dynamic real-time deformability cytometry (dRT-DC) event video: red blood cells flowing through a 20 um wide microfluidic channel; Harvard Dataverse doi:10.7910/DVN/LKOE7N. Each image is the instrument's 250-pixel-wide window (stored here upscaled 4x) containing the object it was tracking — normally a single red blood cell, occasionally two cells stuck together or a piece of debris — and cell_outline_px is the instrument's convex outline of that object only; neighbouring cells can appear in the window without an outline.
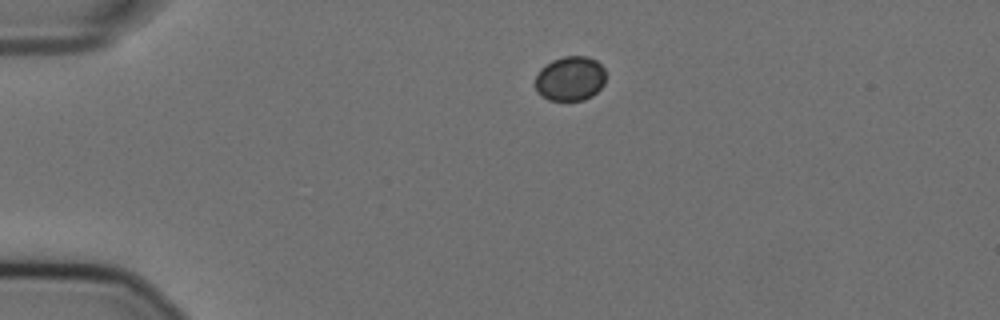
{"species": "Egyptian fruit bat (a non-hibernating species)", "species_latin": "Rousettus aegyptiacus", "temperature_condition": "cold", "stored_images_in_passage": 46, "camera_frame_rate_fps": 3000, "um_per_image_px": 0.085, "animal": {"sex": "female"}, "frame": {"image": 1, "passage_image": 1, "time_ms": 0.0, "image_size_px": [1000, 320], "cell_outline_px": [[604, 84], [592, 96], [584, 100], [548, 100], [540, 96], [536, 92], [536, 76], [540, 68], [552, 60], [564, 56], [584, 56], [596, 60], [604, 68]], "centroid_in_image_um": [48.44, 6.68], "position_along_channel_um": 36.6, "area_um2": 18.38}}
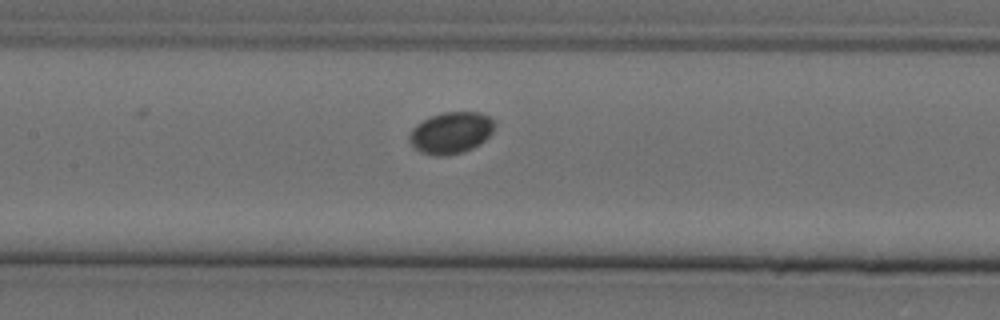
{"frame": {"image": 2, "passage_image": 16, "time_ms": 5.0, "image_size_px": [1000, 320], "cell_outline_px": [[496, 124], [492, 132], [480, 144], [464, 152], [444, 156], [436, 156], [420, 152], [408, 140], [408, 136], [412, 128], [416, 124], [432, 116], [444, 112], [480, 112], [488, 116]], "centroid_in_image_um": [38.33, 11.29], "position_along_channel_um": 169.1, "area_um2": 20.63}}
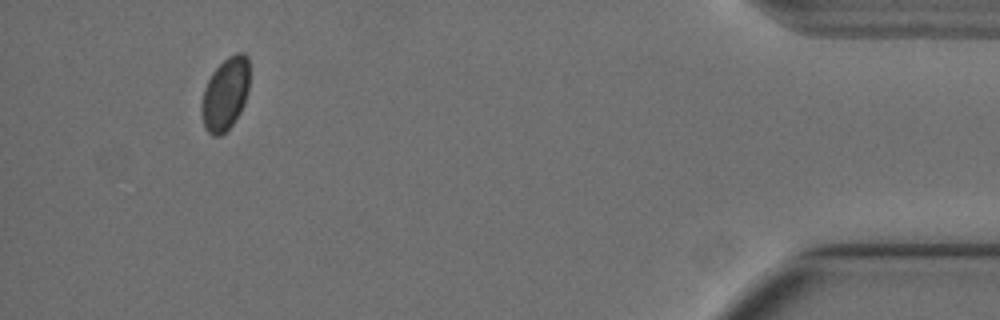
{"frame": {"image": 3, "passage_image": 42, "time_ms": 13.667, "image_size_px": [1000, 320], "cell_outline_px": [[248, 92], [244, 104], [236, 120], [220, 136], [212, 136], [204, 128], [200, 112], [200, 108], [204, 88], [212, 72], [228, 56], [236, 52], [244, 52], [248, 56]], "centroid_in_image_um": [19.14, 7.99], "position_along_channel_um": 416.1, "area_um2": 20.52}}